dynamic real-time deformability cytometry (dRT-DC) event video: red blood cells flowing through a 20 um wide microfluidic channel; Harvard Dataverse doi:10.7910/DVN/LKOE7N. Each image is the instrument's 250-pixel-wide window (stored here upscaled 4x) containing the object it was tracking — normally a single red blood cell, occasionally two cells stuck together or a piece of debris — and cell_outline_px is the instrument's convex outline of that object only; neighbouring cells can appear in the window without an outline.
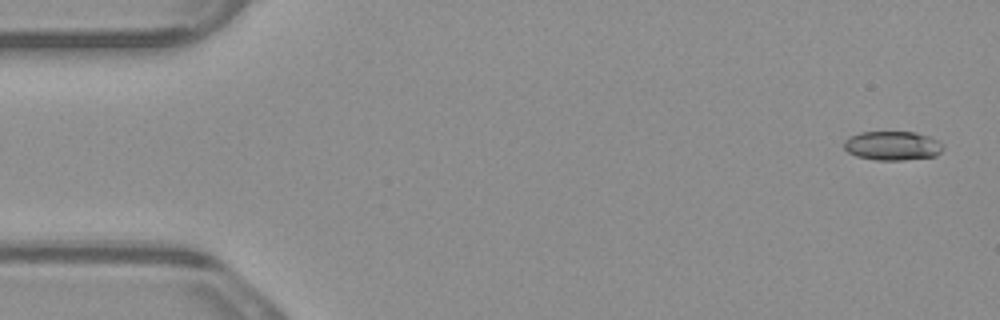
{"species": "common noctule bat (a hibernating species)", "species_latin": "Nyctalus noctula", "temperature_condition": "warm", "stored_images_in_passage": 5, "camera_frame_rate_fps": 3000, "um_per_image_px": 0.085, "animal": {"sex": "male", "body_mass_g": 23.1, "forearm_length_mm": 52.7}, "frame": {"image": 1, "passage_image": 1, "time_ms": 0.0, "image_size_px": [1000, 320], "cell_outline_px": [[944, 148], [936, 156], [904, 160], [876, 160], [856, 156], [848, 152], [844, 148], [844, 140], [848, 136], [860, 132], [916, 132], [928, 136], [944, 144]], "centroid_in_image_um": [75.85, 12.38], "position_along_channel_um": 9.2, "area_um2": 16.94}}
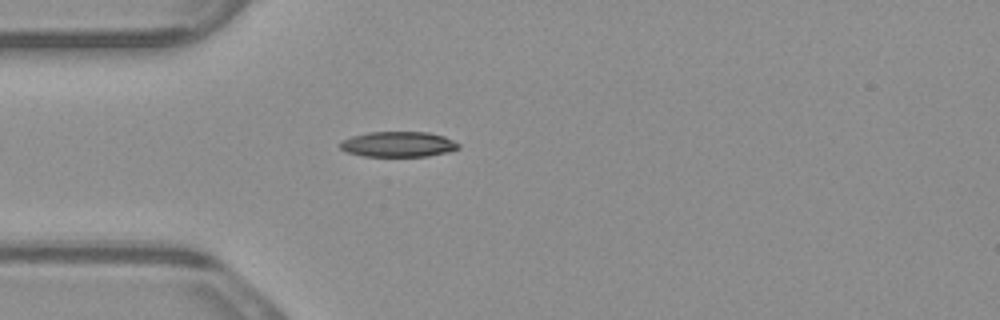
{"frame": {"image": 2, "passage_image": 5, "time_ms": 1.333, "image_size_px": [1000, 320], "cell_outline_px": [[460, 148], [448, 152], [428, 156], [364, 156], [348, 152], [340, 148], [336, 144], [352, 136], [368, 132], [428, 132], [444, 136], [460, 144]], "centroid_in_image_um": [33.85, 12.26], "position_along_channel_um": 51.1, "area_um2": 17.51}}